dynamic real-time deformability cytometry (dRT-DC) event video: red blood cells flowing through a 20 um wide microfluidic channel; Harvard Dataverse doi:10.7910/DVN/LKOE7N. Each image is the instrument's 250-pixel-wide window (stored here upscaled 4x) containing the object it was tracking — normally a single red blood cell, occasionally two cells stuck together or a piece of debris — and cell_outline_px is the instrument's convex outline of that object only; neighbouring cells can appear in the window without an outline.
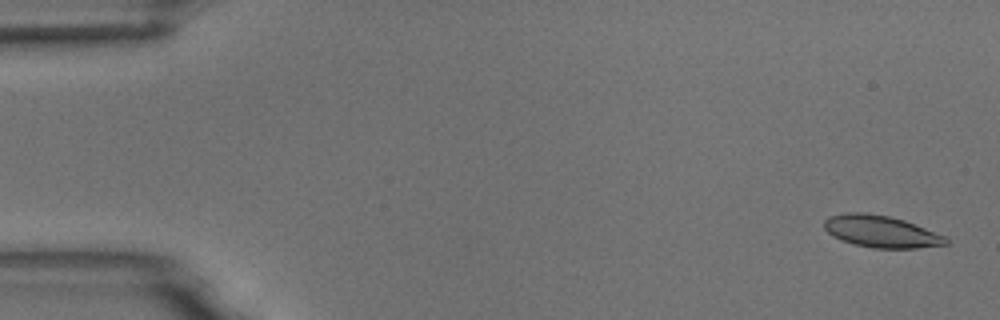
{"species": "common noctule bat (a hibernating species)", "species_latin": "Nyctalus noctula", "temperature_condition": "room temperature", "stored_images_in_passage": 5, "camera_frame_rate_fps": 3000, "um_per_image_px": 0.085, "animal": {"sex": "male", "body_mass_g": 18.8}, "frame": {"image": 1, "passage_image": 1, "time_ms": 0.0, "image_size_px": [1000, 320], "cell_outline_px": [[948, 244], [916, 248], [872, 248], [840, 240], [832, 236], [824, 228], [824, 220], [828, 216], [844, 212], [864, 212], [888, 216], [904, 220], [944, 236], [948, 240]], "centroid_in_image_um": [74.83, 19.67], "position_along_channel_um": 10.2, "area_um2": 22.54}}
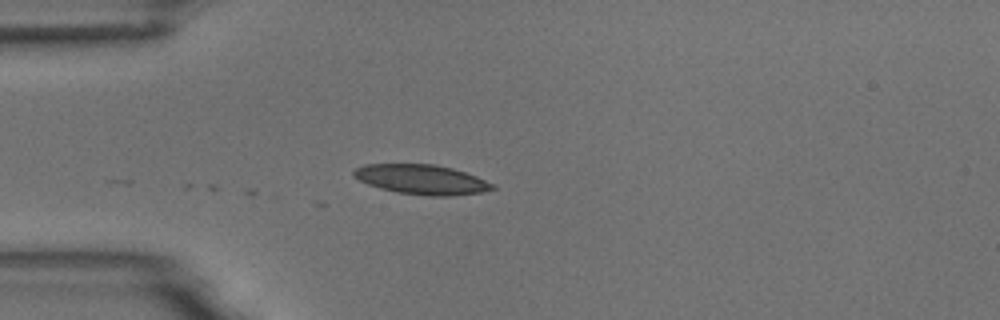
{"frame": {"image": 2, "passage_image": 5, "time_ms": 4.333, "image_size_px": [1000, 320], "cell_outline_px": [[496, 188], [480, 192], [448, 196], [428, 196], [396, 192], [380, 188], [368, 184], [352, 176], [352, 172], [356, 168], [364, 164], [432, 164], [452, 168], [476, 176], [496, 184]], "centroid_in_image_um": [35.83, 15.25], "position_along_channel_um": 49.2, "area_um2": 23.99}}